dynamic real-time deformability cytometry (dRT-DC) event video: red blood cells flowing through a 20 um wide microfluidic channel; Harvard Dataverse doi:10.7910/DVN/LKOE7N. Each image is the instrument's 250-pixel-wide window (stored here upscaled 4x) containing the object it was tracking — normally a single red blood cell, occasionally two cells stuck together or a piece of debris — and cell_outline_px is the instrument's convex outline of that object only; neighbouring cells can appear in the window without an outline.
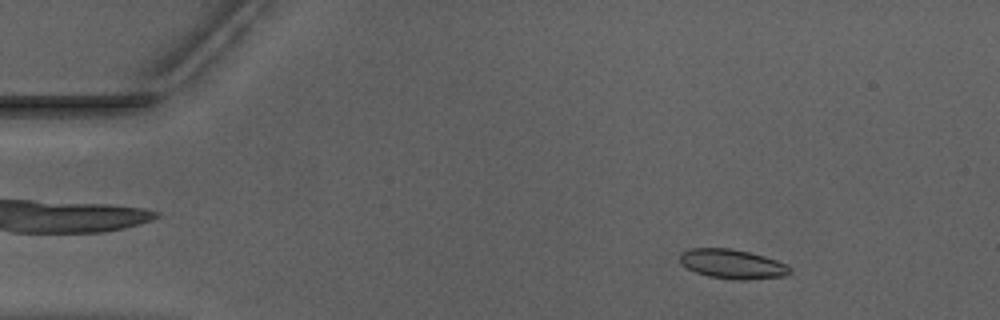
{"species": "Egyptian fruit bat (a non-hibernating species)", "species_latin": "Rousettus aegyptiacus", "temperature_condition": "warm", "stored_images_in_passage": 53, "segment_of_instrument_passage": [1, 2], "camera_frame_rate_fps": 3000, "um_per_image_px": 0.085, "animal": {"sex": "male"}, "frame": {"image": 1, "passage_image": 7, "time_ms": 2.0, "image_size_px": [1000, 320], "cell_outline_px": [[792, 272], [784, 276], [744, 280], [740, 280], [708, 276], [696, 272], [680, 264], [680, 252], [688, 248], [732, 248], [764, 256], [788, 264]], "centroid_in_image_um": [62.24, 22.43], "position_along_channel_um": 22.8, "area_um2": 18.9}}
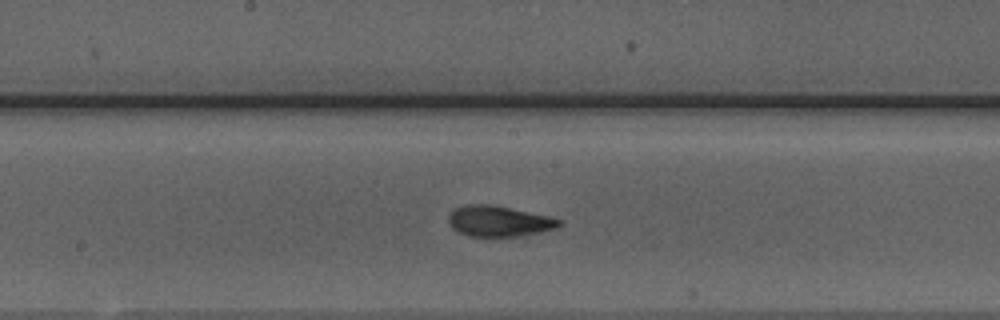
{"frame": {"image": 2, "passage_image": 27, "time_ms": 8.667, "image_size_px": [1000, 320], "cell_outline_px": [[564, 224], [556, 228], [524, 236], [468, 236], [452, 228], [448, 220], [448, 216], [452, 208], [464, 204], [492, 204], [548, 216], [560, 220]], "centroid_in_image_um": [42.38, 18.79], "position_along_channel_um": 205.8, "area_um2": 19.94}}
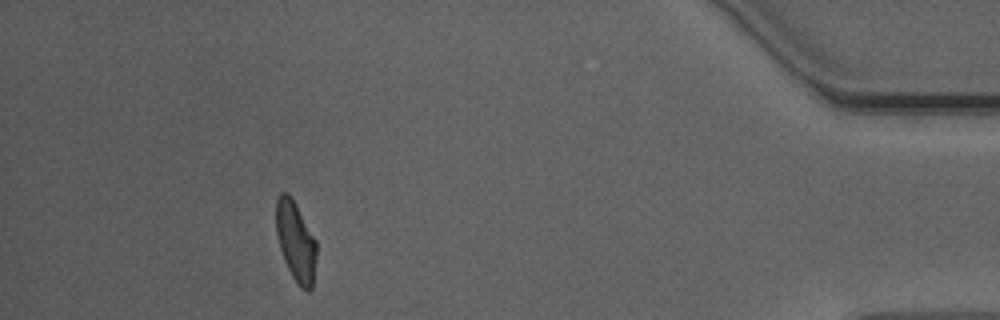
{"frame": {"image": 3, "passage_image": 47, "time_ms": 15.333, "image_size_px": [1000, 320], "cell_outline_px": [[316, 256], [312, 288], [308, 292], [300, 288], [292, 276], [284, 260], [280, 248], [276, 232], [276, 200], [280, 192], [288, 192], [292, 196], [316, 240]], "centroid_in_image_um": [25.13, 20.5], "position_along_channel_um": 410.1, "area_um2": 18.9}}